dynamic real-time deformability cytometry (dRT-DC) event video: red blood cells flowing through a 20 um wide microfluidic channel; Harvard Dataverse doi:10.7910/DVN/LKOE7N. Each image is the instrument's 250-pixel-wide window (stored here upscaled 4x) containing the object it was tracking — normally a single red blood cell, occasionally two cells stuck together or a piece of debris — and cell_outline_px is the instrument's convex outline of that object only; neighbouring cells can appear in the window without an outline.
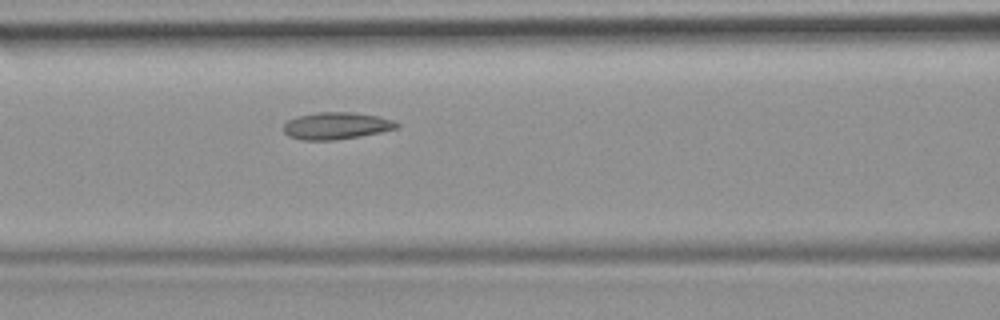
{"species": "common noctule bat (a hibernating species)", "species_latin": "Nyctalus noctula", "temperature_condition": "room temperature", "stored_images_in_passage": 29, "camera_frame_rate_fps": 3000, "um_per_image_px": 0.085, "animal": {"sex": "female", "body_mass_g": 19.9}, "frame": {"image": 1, "passage_image": 9, "time_ms": 2.667, "image_size_px": [1000, 320], "cell_outline_px": [[400, 128], [360, 136], [336, 140], [300, 140], [288, 136], [284, 132], [284, 124], [288, 120], [296, 116], [316, 112], [352, 112], [380, 116], [392, 120], [400, 124]], "centroid_in_image_um": [28.59, 10.69], "position_along_channel_um": 138.0, "area_um2": 18.03}}
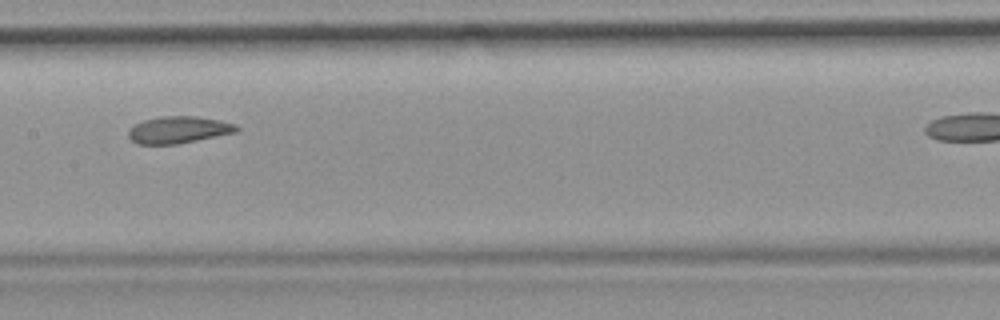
{"frame": {"image": 2, "passage_image": 13, "time_ms": 4.0, "image_size_px": [1000, 320], "cell_outline_px": [[240, 128], [236, 132], [176, 144], [136, 144], [128, 136], [128, 128], [144, 120], [160, 116], [196, 116], [220, 120], [236, 124]], "centroid_in_image_um": [15.16, 11.02], "position_along_channel_um": 192.2, "area_um2": 16.94}}